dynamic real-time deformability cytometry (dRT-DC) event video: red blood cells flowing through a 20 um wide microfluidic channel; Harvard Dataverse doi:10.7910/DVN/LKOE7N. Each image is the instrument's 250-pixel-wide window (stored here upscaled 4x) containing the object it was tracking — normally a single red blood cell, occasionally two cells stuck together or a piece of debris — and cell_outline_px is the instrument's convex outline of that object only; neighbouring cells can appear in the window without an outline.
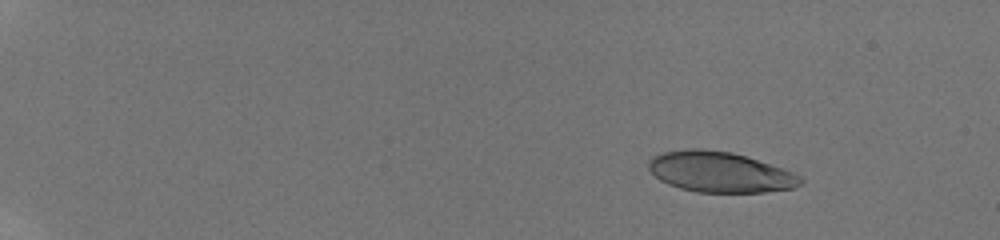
{"species": "human", "species_latin": "Homo sapiens", "temperature_condition": "room temperature", "stored_images_in_passage": 12, "camera_frame_rate_fps": 3000, "um_per_image_px": 0.085, "donor": {"sex": "male"}, "frame": {"image": 1, "passage_image": 3, "time_ms": 2.0, "image_size_px": [1000, 240], "cell_outline_px": [[804, 180], [800, 184], [792, 188], [764, 192], [696, 192], [680, 188], [668, 184], [660, 180], [648, 168], [648, 164], [652, 156], [664, 152], [688, 148], [704, 148], [732, 152], [792, 172], [800, 176]], "centroid_in_image_um": [61.15, 14.62], "position_along_channel_um": 23.8, "area_um2": 35.6}}
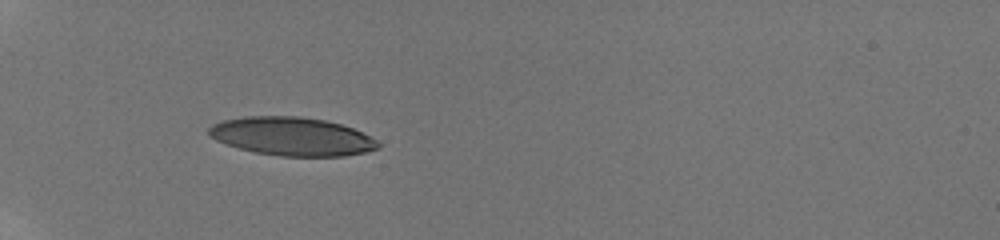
{"frame": {"image": 2, "passage_image": 7, "time_ms": 6.333, "image_size_px": [1000, 240], "cell_outline_px": [[380, 148], [364, 152], [344, 156], [280, 156], [256, 152], [240, 148], [216, 140], [208, 136], [208, 128], [212, 124], [224, 120], [244, 116], [300, 116], [324, 120], [340, 124], [352, 128], [376, 140], [380, 144]], "centroid_in_image_um": [24.79, 11.59], "position_along_channel_um": 60.2, "area_um2": 37.69}}
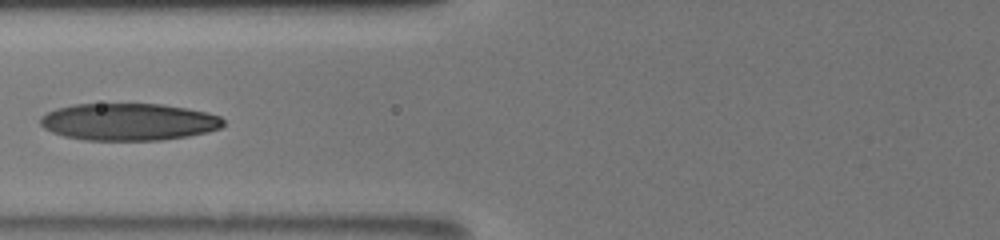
{"frame": {"image": 3, "passage_image": 9, "time_ms": 8.333, "image_size_px": [1000, 240], "cell_outline_px": [[224, 124], [220, 128], [208, 132], [188, 136], [160, 140], [84, 140], [64, 136], [52, 132], [44, 128], [40, 124], [40, 116], [56, 108], [72, 104], [160, 104], [188, 108], [208, 112], [220, 116], [224, 120]], "centroid_in_image_um": [10.94, 10.35], "position_along_channel_um": 114.9, "area_um2": 39.82}}